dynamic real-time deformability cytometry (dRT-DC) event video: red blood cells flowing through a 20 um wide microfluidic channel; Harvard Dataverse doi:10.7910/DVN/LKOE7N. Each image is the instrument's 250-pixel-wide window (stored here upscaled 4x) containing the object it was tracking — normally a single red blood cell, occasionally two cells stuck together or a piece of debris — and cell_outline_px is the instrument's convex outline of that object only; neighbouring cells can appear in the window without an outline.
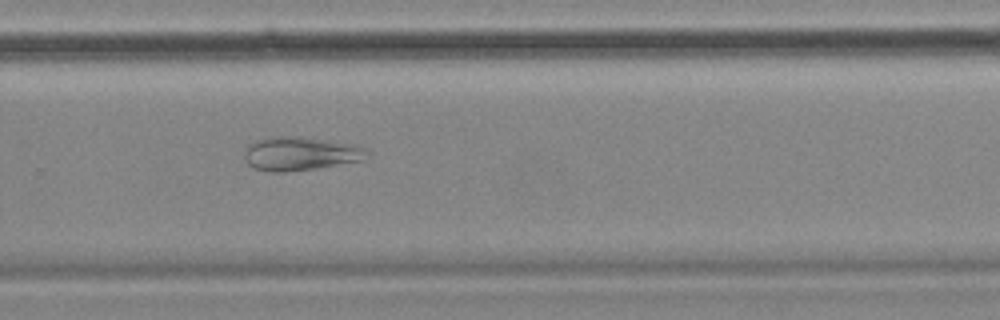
{"species": "common noctule bat (a hibernating species)", "species_latin": "Nyctalus noctula", "temperature_condition": "cold", "stored_images_in_passage": 42, "camera_frame_rate_fps": 3000, "um_per_image_px": 0.085, "animal": {"sex": "female", "body_mass_g": 18.4}, "frame": {"image": 1, "passage_image": 24, "time_ms": 7.667, "image_size_px": [1000, 320], "cell_outline_px": [[368, 160], [316, 168], [284, 172], [268, 172], [256, 168], [248, 164], [244, 160], [244, 152], [248, 144], [256, 140], [272, 136], [288, 136], [328, 140], [356, 144], [368, 148]], "centroid_in_image_um": [25.57, 13.06], "position_along_channel_um": 304.2, "area_um2": 24.39}, "authors_computed_cell_mechanics": {"area_um2": 26.0967, "velocity_mm_per_s": 3.5268, "shape_relaxation_time_tau1_ms": null, "shape_relaxation_time_tau2_ms": 6.6326, "deformation_change_tau1": null, "deformation_change_tau2": 0.1302}}